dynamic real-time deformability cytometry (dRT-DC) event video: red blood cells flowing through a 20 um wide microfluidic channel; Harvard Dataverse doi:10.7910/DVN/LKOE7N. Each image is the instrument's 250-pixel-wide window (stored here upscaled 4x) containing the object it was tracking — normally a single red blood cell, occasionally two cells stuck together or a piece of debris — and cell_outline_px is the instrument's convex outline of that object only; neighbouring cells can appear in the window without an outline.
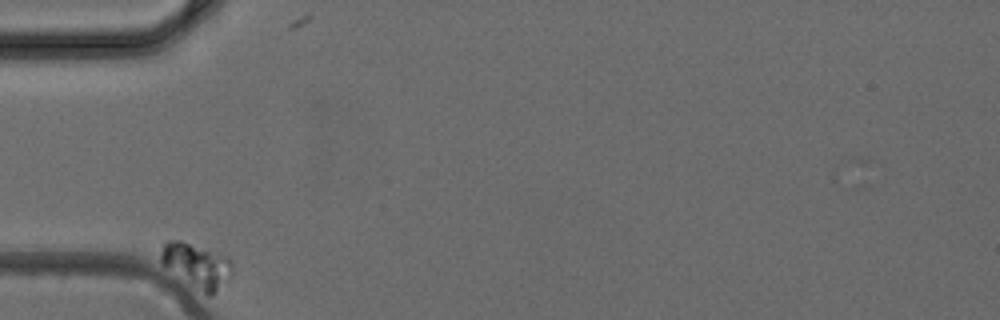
{"species": "common noctule bat (a hibernating species)", "species_latin": "Nyctalus noctula", "temperature_condition": "cold", "stored_images_in_passage": 6, "camera_frame_rate_fps": 3000, "um_per_image_px": 0.085, "animal": {"sex": "female", "body_mass_g": 24.6, "forearm_length_mm": 56.2}, "frame": {"image": 1, "passage_image": 1, "time_ms": 0.0, "image_size_px": [1000, 320], "cell_outline_px": [[232, 276], [212, 296], [208, 296], [164, 264], [160, 260], [160, 252], [164, 240], [180, 240], [228, 256], [232, 264]], "centroid_in_image_um": [16.76, 22.53], "position_along_channel_um": 68.2, "area_um2": 18.09}}
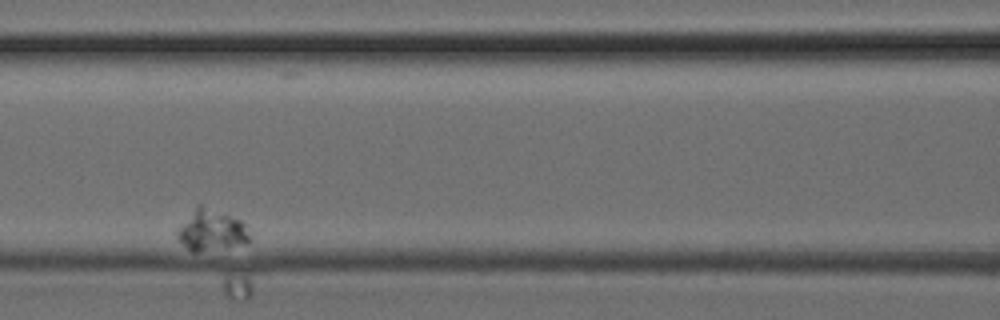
{"frame": {"image": 2, "passage_image": 3, "time_ms": 0.667, "image_size_px": [1000, 320], "cell_outline_px": [[248, 244], [196, 252], [192, 252], [176, 236], [176, 232], [196, 204], [200, 204], [240, 220], [244, 224], [248, 236]], "centroid_in_image_um": [17.94, 19.58], "position_along_channel_um": 148.7, "area_um2": 16.94}}
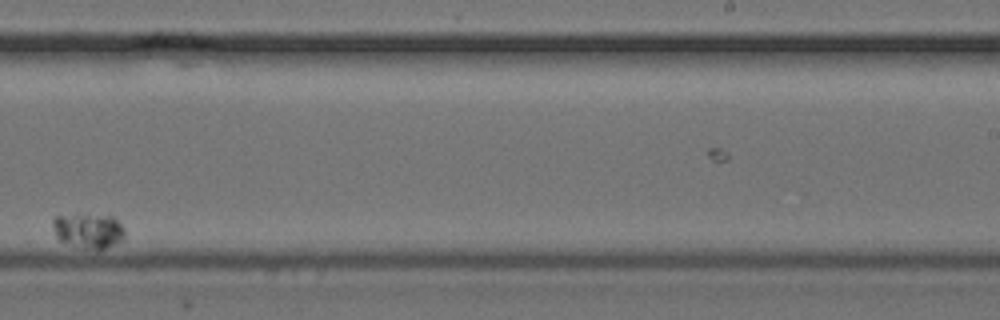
{"frame": {"image": 3, "passage_image": 6, "time_ms": 1.667, "image_size_px": [1000, 320], "cell_outline_px": [[124, 236], [120, 240], [104, 248], [92, 248], [72, 244], [60, 240], [56, 236], [52, 228], [52, 220], [56, 216], [112, 216], [124, 228]], "centroid_in_image_um": [7.49, 19.6], "position_along_channel_um": 281.5, "area_um2": 13.76}}